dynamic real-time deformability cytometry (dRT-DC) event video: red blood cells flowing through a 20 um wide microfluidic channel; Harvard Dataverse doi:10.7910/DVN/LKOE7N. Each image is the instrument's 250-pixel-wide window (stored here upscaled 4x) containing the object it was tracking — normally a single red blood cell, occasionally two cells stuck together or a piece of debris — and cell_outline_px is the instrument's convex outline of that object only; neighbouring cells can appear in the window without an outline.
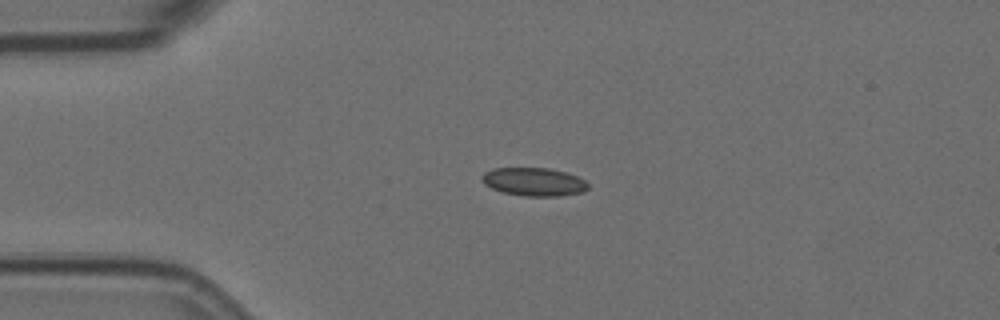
{"species": "Egyptian fruit bat (a non-hibernating species)", "species_latin": "Rousettus aegyptiacus", "temperature_condition": "room temperature", "stored_images_in_passage": 3, "camera_frame_rate_fps": 3000, "um_per_image_px": 0.085, "animal": {"sex": "female"}, "frame": {"image": 1, "passage_image": 2, "time_ms": 0.333, "image_size_px": [1000, 320], "cell_outline_px": [[588, 188], [584, 192], [560, 196], [524, 196], [504, 192], [492, 188], [484, 184], [480, 180], [480, 176], [484, 172], [492, 168], [548, 168], [568, 172], [584, 180], [588, 184]], "centroid_in_image_um": [45.37, 15.45], "position_along_channel_um": 39.6, "area_um2": 17.63}}